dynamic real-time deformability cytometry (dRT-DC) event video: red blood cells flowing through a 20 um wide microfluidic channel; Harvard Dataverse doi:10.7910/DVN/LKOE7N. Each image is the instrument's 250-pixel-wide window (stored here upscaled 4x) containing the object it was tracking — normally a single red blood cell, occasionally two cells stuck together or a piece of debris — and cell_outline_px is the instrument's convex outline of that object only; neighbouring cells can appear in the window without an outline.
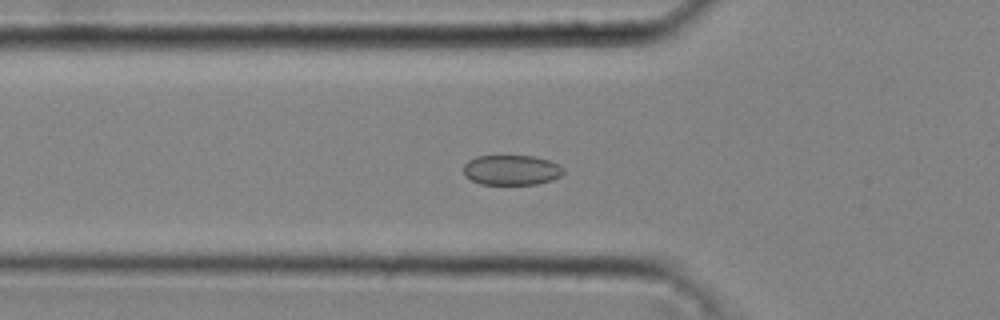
{"species": "common noctule bat (a hibernating species)", "species_latin": "Nyctalus noctula", "temperature_condition": "cold", "stored_images_in_passage": 37, "camera_frame_rate_fps": 3000, "um_per_image_px": 0.085, "animal": {"sex": "male", "body_mass_g": 20.4}, "frame": {"image": 1, "passage_image": 8, "time_ms": 2.333, "image_size_px": [1000, 320], "cell_outline_px": [[564, 172], [560, 176], [552, 180], [536, 184], [480, 184], [464, 176], [464, 164], [468, 160], [476, 156], [536, 156], [560, 164], [564, 168]], "centroid_in_image_um": [43.49, 14.45], "position_along_channel_um": 82.3, "area_um2": 17.63}}
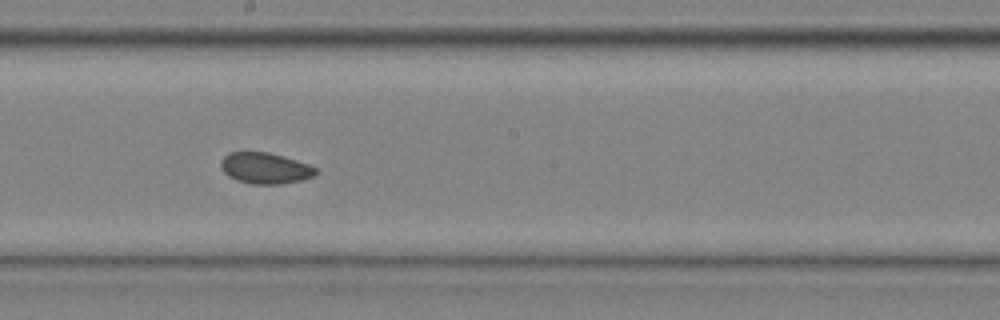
{"frame": {"image": 2, "passage_image": 18, "time_ms": 5.667, "image_size_px": [1000, 320], "cell_outline_px": [[320, 172], [312, 176], [300, 180], [280, 184], [252, 184], [236, 180], [228, 176], [220, 168], [220, 160], [228, 152], [268, 152], [284, 156], [308, 164], [316, 168]], "centroid_in_image_um": [22.51, 14.29], "position_along_channel_um": 225.7, "area_um2": 17.28}}
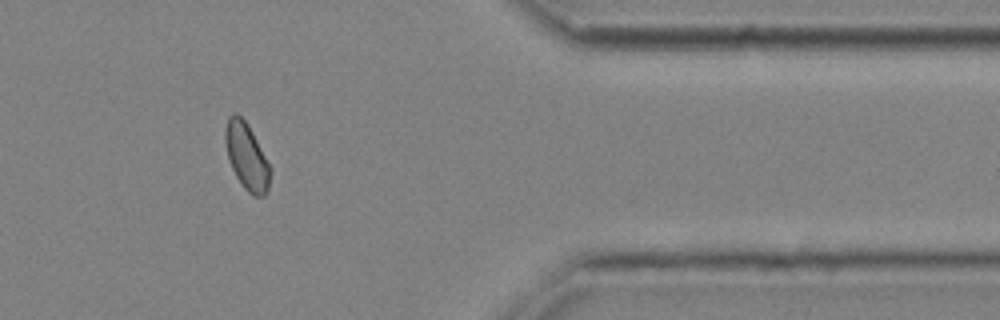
{"frame": {"image": 3, "passage_image": 31, "time_ms": 10.0, "image_size_px": [1000, 320], "cell_outline_px": [[272, 168], [268, 192], [264, 196], [252, 196], [244, 188], [236, 176], [228, 160], [224, 140], [224, 128], [228, 116], [232, 112], [236, 112], [248, 124]], "centroid_in_image_um": [20.96, 13.29], "position_along_channel_um": 390.4, "area_um2": 17.86}, "authors_computed_cell_mechanics": {"area_um2": 17.629, "velocity_mm_per_s": 4.3013, "shape_relaxation_time_tau1_ms": null, "shape_relaxation_time_tau2_ms": 4.2966, "deformation_change_tau1": null, "deformation_change_tau2": 0.0662}}